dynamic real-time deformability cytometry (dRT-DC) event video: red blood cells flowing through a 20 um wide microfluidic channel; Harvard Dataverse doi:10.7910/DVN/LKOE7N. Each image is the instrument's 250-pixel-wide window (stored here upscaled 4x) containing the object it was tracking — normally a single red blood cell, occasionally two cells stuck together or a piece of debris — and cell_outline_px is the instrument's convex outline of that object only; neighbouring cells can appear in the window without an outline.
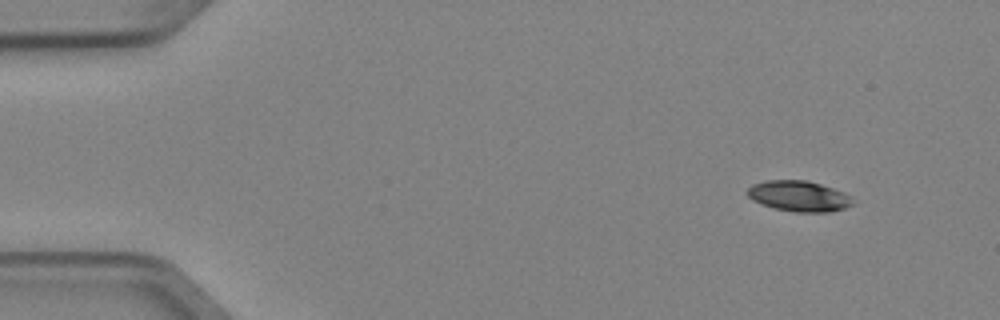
{"species": "Egyptian fruit bat (a non-hibernating species)", "species_latin": "Rousettus aegyptiacus", "temperature_condition": "cold", "stored_images_in_passage": 4, "camera_frame_rate_fps": 3000, "um_per_image_px": 0.085, "animal": {"sex": "female"}, "frame": {"image": 1, "passage_image": 1, "time_ms": 0.0, "image_size_px": [1000, 320], "cell_outline_px": [[856, 204], [844, 208], [828, 212], [796, 212], [776, 208], [752, 200], [744, 192], [752, 184], [764, 180], [804, 180], [820, 184], [844, 192], [852, 196]], "centroid_in_image_um": [67.92, 16.66], "position_along_channel_um": 17.1, "area_um2": 18.9}}
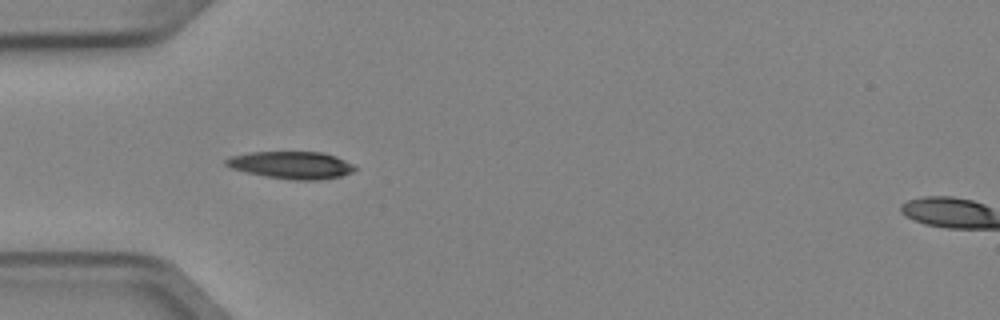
{"frame": {"image": 2, "passage_image": 4, "time_ms": 1.0, "image_size_px": [1000, 320], "cell_outline_px": [[356, 168], [352, 172], [340, 176], [316, 180], [296, 180], [268, 176], [248, 172], [232, 168], [224, 164], [224, 160], [228, 156], [252, 152], [320, 152], [336, 156], [352, 164]], "centroid_in_image_um": [24.75, 14.02], "position_along_channel_um": 60.3, "area_um2": 20.23}}